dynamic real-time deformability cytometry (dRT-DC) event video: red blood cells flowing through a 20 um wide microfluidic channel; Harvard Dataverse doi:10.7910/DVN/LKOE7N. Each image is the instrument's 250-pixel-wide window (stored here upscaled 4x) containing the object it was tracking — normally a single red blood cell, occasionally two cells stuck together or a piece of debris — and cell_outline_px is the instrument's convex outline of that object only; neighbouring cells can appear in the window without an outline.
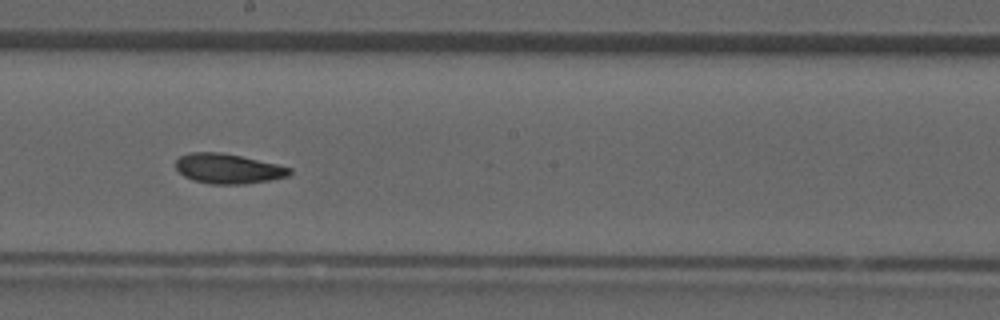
{"species": "common noctule bat (a hibernating species)", "species_latin": "Nyctalus noctula", "temperature_condition": "room temperature", "stored_images_in_passage": 29, "camera_frame_rate_fps": 3000, "um_per_image_px": 0.085, "animal": {"sex": "male", "forearm_length_mm": 52.5}, "frame": {"image": 1, "passage_image": 13, "time_ms": 4.0, "image_size_px": [1000, 320], "cell_outline_px": [[292, 172], [288, 176], [268, 180], [244, 184], [212, 184], [192, 180], [184, 176], [176, 168], [176, 160], [180, 156], [188, 152], [220, 152], [240, 156], [276, 164], [292, 168]], "centroid_in_image_um": [19.36, 14.33], "position_along_channel_um": 228.8, "area_um2": 19.71}}